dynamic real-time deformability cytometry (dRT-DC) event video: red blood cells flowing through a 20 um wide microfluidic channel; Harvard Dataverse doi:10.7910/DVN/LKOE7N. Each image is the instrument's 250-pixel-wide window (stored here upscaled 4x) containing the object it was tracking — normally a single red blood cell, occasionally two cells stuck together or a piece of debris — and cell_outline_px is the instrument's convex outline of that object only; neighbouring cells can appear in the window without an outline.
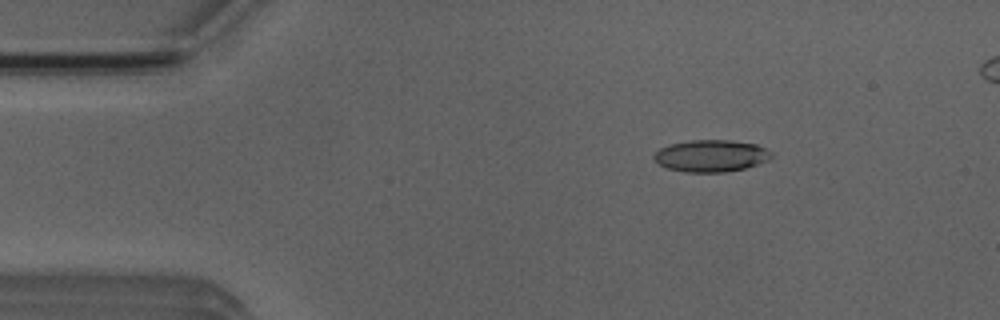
{"species": "Egyptian fruit bat (a non-hibernating species)", "species_latin": "Rousettus aegyptiacus", "temperature_condition": "room temperature", "stored_images_in_passage": 49, "camera_frame_rate_fps": 3000, "um_per_image_px": 0.085, "animal": {"sex": "male"}, "frame": {"image": 1, "passage_image": 6, "time_ms": 1.667, "image_size_px": [1000, 320], "cell_outline_px": [[772, 156], [756, 164], [744, 168], [724, 172], [684, 172], [664, 168], [652, 160], [652, 156], [660, 148], [668, 144], [692, 140], [732, 140], [756, 144], [772, 152]], "centroid_in_image_um": [60.35, 13.24], "position_along_channel_um": 24.7, "area_um2": 21.91}}
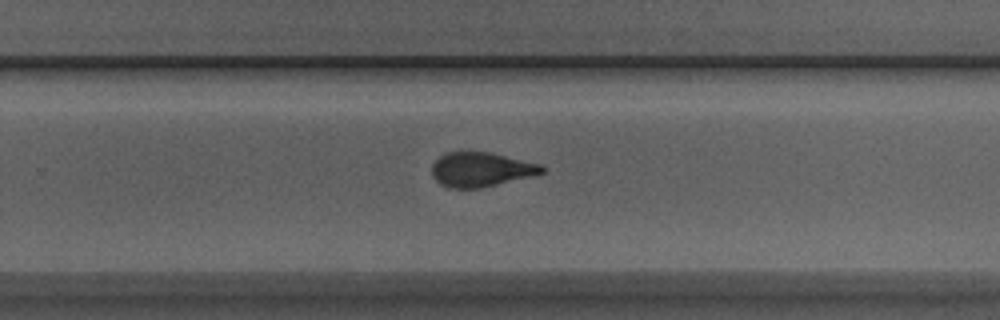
{"frame": {"image": 2, "passage_image": 31, "time_ms": 10.0, "image_size_px": [1000, 320], "cell_outline_px": [[544, 172], [536, 176], [480, 188], [448, 188], [440, 184], [432, 176], [432, 164], [444, 152], [488, 152], [540, 164], [544, 168]], "centroid_in_image_um": [40.88, 14.42], "position_along_channel_um": 288.9, "area_um2": 22.14}}
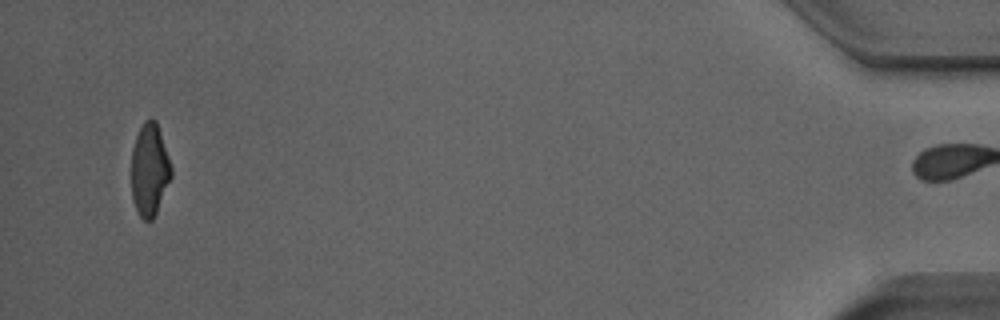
{"frame": {"image": 3, "passage_image": 48, "time_ms": 15.667, "image_size_px": [1000, 320], "cell_outline_px": [[172, 176], [156, 212], [152, 220], [144, 220], [140, 216], [132, 200], [132, 148], [136, 136], [144, 120], [152, 116], [156, 120], [172, 168]], "centroid_in_image_um": [12.71, 14.4], "position_along_channel_um": 422.5, "area_um2": 21.33}, "authors_computed_cell_mechanics": {"area_um2": 22.542, "velocity_mm_per_s": 3.9369, "shape_relaxation_time_tau1_ms": 5.2805, "shape_relaxation_time_tau2_ms": 1.5934, "deformation_change_tau1": 0.1795, "deformation_change_tau2": 0.0928}}